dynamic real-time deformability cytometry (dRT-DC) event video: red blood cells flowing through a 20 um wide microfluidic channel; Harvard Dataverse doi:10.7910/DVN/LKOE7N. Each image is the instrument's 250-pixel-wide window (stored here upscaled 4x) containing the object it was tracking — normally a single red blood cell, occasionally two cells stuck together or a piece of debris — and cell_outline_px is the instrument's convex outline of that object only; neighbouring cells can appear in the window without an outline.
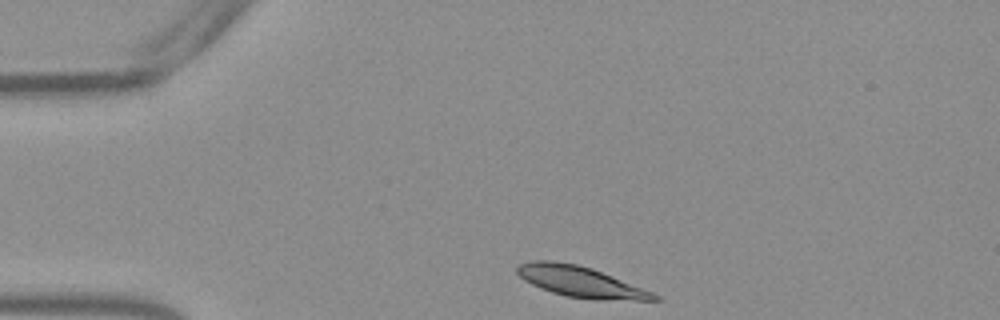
{"species": "Egyptian fruit bat (a non-hibernating species)", "species_latin": "Rousettus aegyptiacus", "temperature_condition": "warm", "stored_images_in_passage": 34, "camera_frame_rate_fps": 3000, "um_per_image_px": 0.085, "frame": {"image": 1, "passage_image": 1, "time_ms": 0.0, "image_size_px": [1000, 320], "cell_outline_px": [[660, 300], [596, 300], [564, 296], [540, 288], [524, 280], [516, 272], [516, 264], [532, 260], [552, 260], [576, 264], [592, 268], [652, 292], [660, 296]], "centroid_in_image_um": [49.3, 23.94], "position_along_channel_um": 35.7, "area_um2": 24.62}}
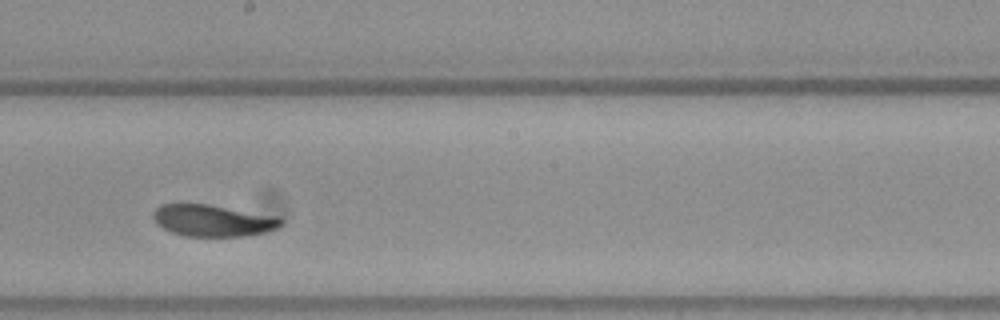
{"frame": {"image": 2, "passage_image": 20, "time_ms": 6.333, "image_size_px": [1000, 320], "cell_outline_px": [[284, 220], [276, 228], [264, 232], [248, 236], [184, 236], [172, 232], [156, 224], [152, 216], [152, 212], [160, 204], [208, 204], [280, 216]], "centroid_in_image_um": [18.09, 18.74], "position_along_channel_um": 230.1, "area_um2": 23.76}}
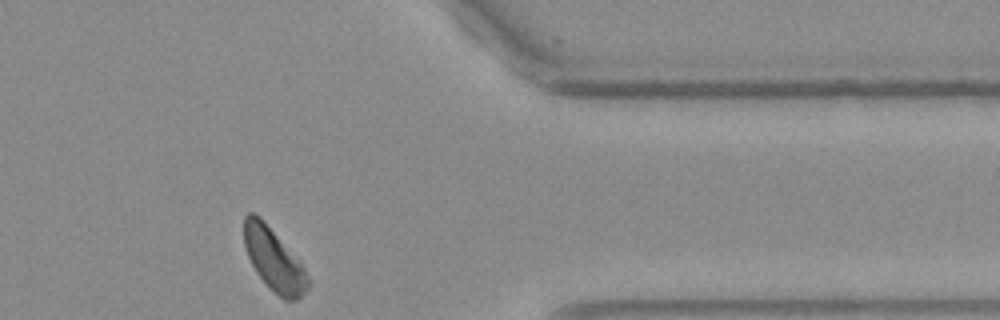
{"frame": {"image": 3, "passage_image": 34, "time_ms": 11.0, "image_size_px": [1000, 320], "cell_outline_px": [[312, 280], [308, 288], [296, 300], [284, 300], [256, 272], [248, 256], [244, 244], [244, 216], [248, 212], [252, 212], [260, 216], [300, 260]], "centroid_in_image_um": [23.31, 22.03], "position_along_channel_um": 388.1, "area_um2": 23.18}, "authors_computed_cell_mechanics": {"area_um2": 24.2182, "velocity_mm_per_s": 3.7593, "shape_relaxation_time_tau1_ms": 3.8896, "shape_relaxation_time_tau2_ms": 3.7568, "deformation_change_tau1": 0.1423, "deformation_change_tau2": 0.0571}}